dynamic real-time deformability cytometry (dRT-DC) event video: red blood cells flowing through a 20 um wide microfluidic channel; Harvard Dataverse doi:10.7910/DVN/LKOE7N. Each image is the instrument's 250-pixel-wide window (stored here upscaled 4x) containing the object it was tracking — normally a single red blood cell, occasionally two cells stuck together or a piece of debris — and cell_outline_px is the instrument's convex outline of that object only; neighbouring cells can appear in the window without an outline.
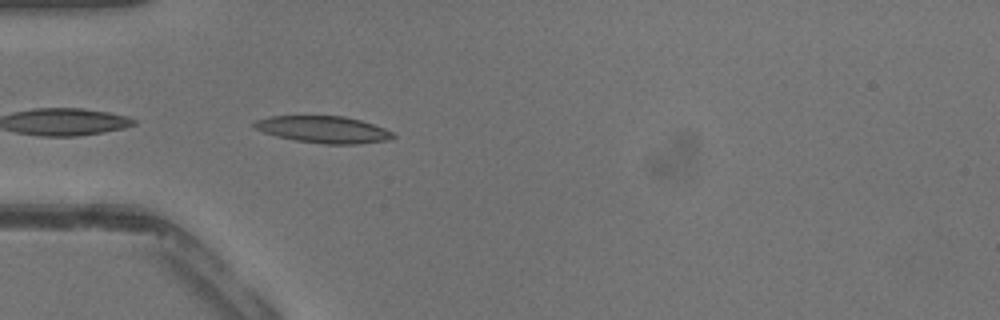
{"species": "common noctule bat (a hibernating species)", "species_latin": "Nyctalus noctula", "temperature_condition": "warm", "stored_images_in_passage": 26, "camera_frame_rate_fps": 3000, "um_per_image_px": 0.085, "animal": {"sex": "male", "body_mass_g": 13.3}, "frame": {"image": 1, "passage_image": 1, "time_ms": 0.0, "image_size_px": [1000, 320], "cell_outline_px": [[396, 136], [388, 140], [356, 144], [324, 144], [296, 140], [276, 136], [252, 128], [252, 124], [256, 120], [268, 116], [344, 116], [360, 120], [384, 128], [392, 132]], "centroid_in_image_um": [27.46, 11.0], "position_along_channel_um": 57.5, "area_um2": 21.68}}
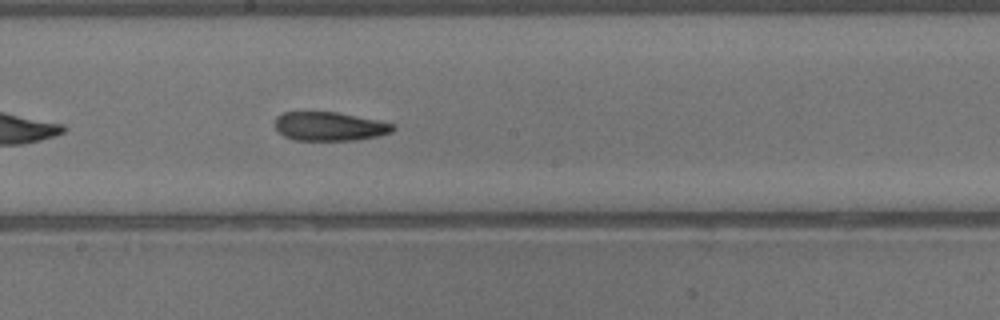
{"frame": {"image": 2, "passage_image": 11, "time_ms": 3.333, "image_size_px": [1000, 320], "cell_outline_px": [[396, 128], [392, 132], [376, 136], [356, 140], [296, 140], [284, 136], [276, 128], [276, 116], [284, 112], [336, 112], [380, 120], [396, 124]], "centroid_in_image_um": [28.06, 10.73], "position_along_channel_um": 220.1, "area_um2": 19.83}}
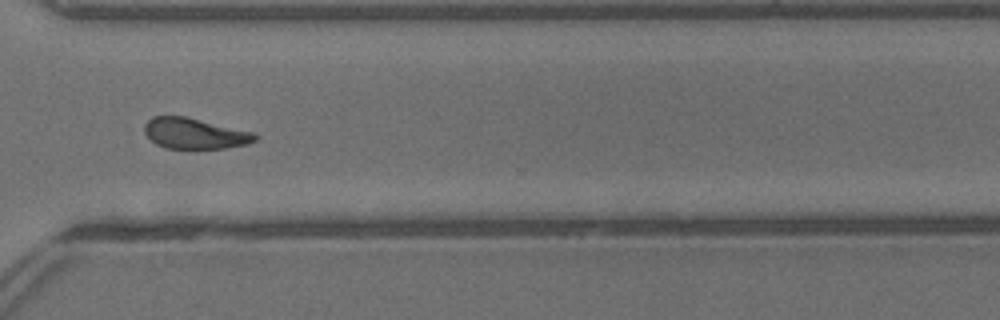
{"frame": {"image": 3, "passage_image": 19, "time_ms": 6.0, "image_size_px": [1000, 320], "cell_outline_px": [[256, 140], [248, 144], [224, 148], [168, 148], [156, 144], [144, 132], [144, 124], [152, 116], [184, 116], [256, 132]], "centroid_in_image_um": [16.56, 11.33], "position_along_channel_um": 354.0, "area_um2": 19.77}}